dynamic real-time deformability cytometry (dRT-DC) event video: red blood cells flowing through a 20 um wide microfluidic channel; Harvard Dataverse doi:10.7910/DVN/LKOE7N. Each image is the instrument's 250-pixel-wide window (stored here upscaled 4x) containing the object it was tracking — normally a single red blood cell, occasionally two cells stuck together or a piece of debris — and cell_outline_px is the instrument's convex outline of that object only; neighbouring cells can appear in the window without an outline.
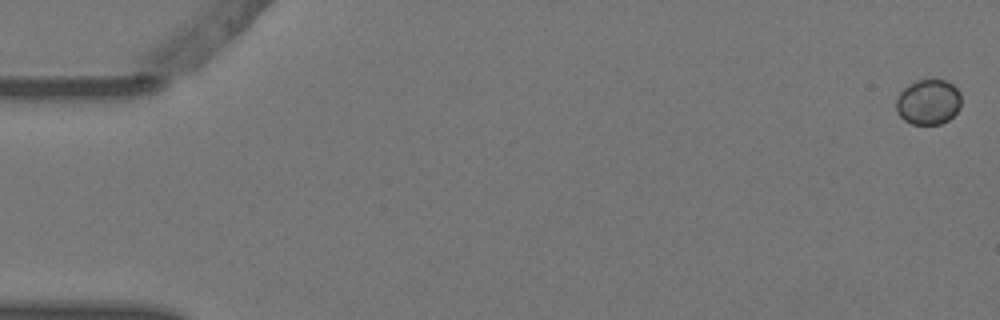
{"species": "Egyptian fruit bat (a non-hibernating species)", "species_latin": "Rousettus aegyptiacus", "temperature_condition": "warm", "stored_images_in_passage": 7, "camera_frame_rate_fps": 3000, "um_per_image_px": 0.085, "animal": {"sex": "female"}, "frame": {"image": 1, "passage_image": 1, "time_ms": 0.0, "image_size_px": [1000, 320], "cell_outline_px": [[960, 108], [948, 120], [940, 124], [912, 124], [904, 120], [896, 112], [896, 96], [908, 84], [916, 80], [932, 76], [944, 80], [952, 84], [960, 92]], "centroid_in_image_um": [78.89, 8.62], "position_along_channel_um": 6.1, "area_um2": 17.63}}
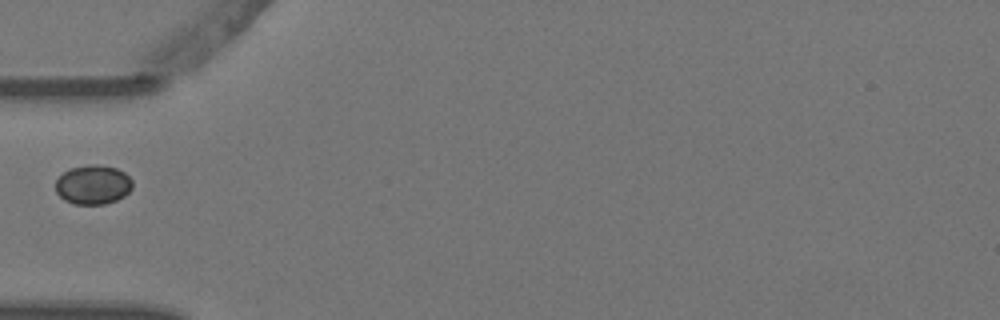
{"frame": {"image": 2, "passage_image": 6, "time_ms": 1.667, "image_size_px": [1000, 320], "cell_outline_px": [[132, 188], [124, 196], [116, 200], [104, 204], [72, 204], [64, 200], [56, 192], [56, 180], [68, 168], [88, 164], [100, 164], [116, 168], [124, 172], [132, 180]], "centroid_in_image_um": [7.9, 15.69], "position_along_channel_um": 77.1, "area_um2": 17.74}}
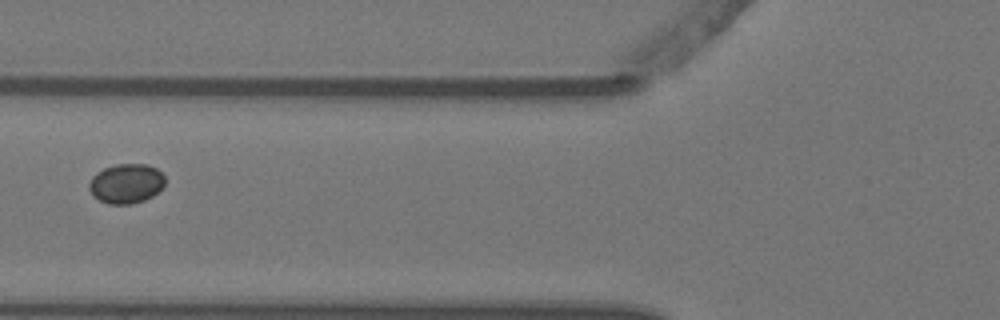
{"frame": {"image": 3, "passage_image": 7, "time_ms": 2.0, "image_size_px": [1000, 320], "cell_outline_px": [[164, 188], [152, 196], [144, 200], [132, 204], [108, 204], [92, 196], [88, 188], [88, 184], [92, 176], [96, 172], [104, 168], [116, 164], [148, 164], [156, 168], [164, 176]], "centroid_in_image_um": [10.71, 15.6], "position_along_channel_um": 115.1, "area_um2": 17.74}}